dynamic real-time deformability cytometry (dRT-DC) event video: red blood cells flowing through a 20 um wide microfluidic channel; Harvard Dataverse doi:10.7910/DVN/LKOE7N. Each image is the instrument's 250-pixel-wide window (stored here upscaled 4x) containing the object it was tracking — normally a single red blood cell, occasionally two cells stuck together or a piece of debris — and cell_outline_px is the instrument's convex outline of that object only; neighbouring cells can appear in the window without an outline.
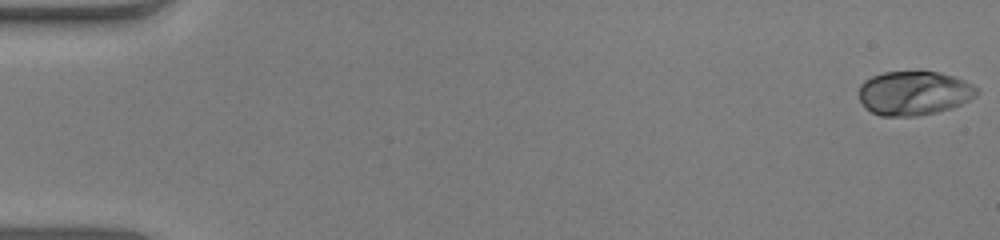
{"species": "human", "species_latin": "Homo sapiens", "temperature_condition": "warm", "stored_images_in_passage": 53, "camera_frame_rate_fps": 3000, "um_per_image_px": 0.085, "donor": {"sex": "male"}, "frame": {"image": 1, "passage_image": 1, "time_ms": 0.0, "image_size_px": [1000, 240], "cell_outline_px": [[980, 92], [976, 96], [952, 108], [936, 112], [916, 116], [880, 116], [864, 108], [860, 100], [860, 84], [864, 80], [872, 76], [884, 72], [920, 68], [940, 72], [964, 80], [980, 88]], "centroid_in_image_um": [77.7, 7.87], "position_along_channel_um": 7.3, "area_um2": 31.21}}
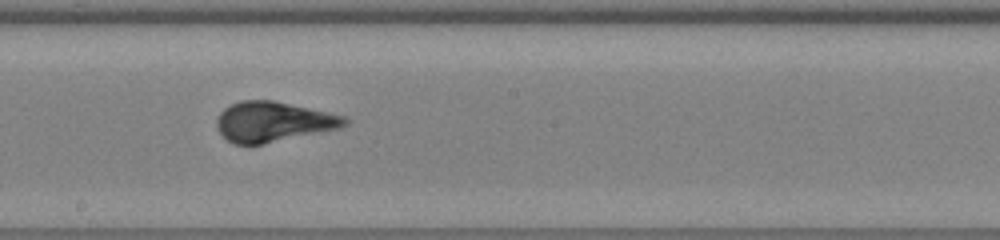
{"frame": {"image": 2, "passage_image": 30, "time_ms": 9.667, "image_size_px": [1000, 240], "cell_outline_px": [[348, 124], [340, 128], [264, 144], [232, 144], [220, 132], [216, 124], [216, 120], [220, 112], [224, 108], [240, 100], [272, 100], [344, 116], [348, 120]], "centroid_in_image_um": [23.2, 10.35], "position_along_channel_um": 225.0, "area_um2": 29.65}}
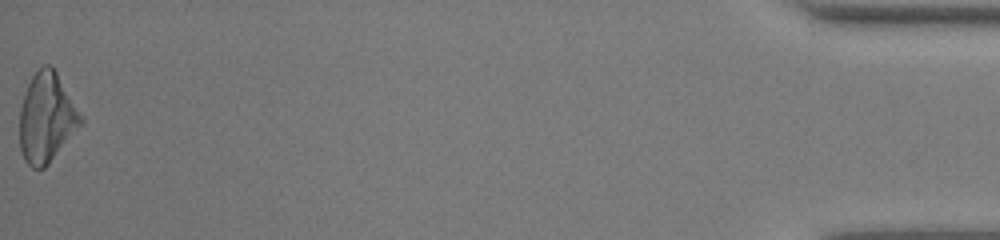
{"frame": {"image": 3, "passage_image": 53, "time_ms": 17.333, "image_size_px": [1000, 240], "cell_outline_px": [[84, 120], [48, 164], [44, 168], [32, 168], [24, 160], [20, 148], [20, 108], [28, 84], [32, 76], [44, 64], [48, 64], [56, 72], [84, 116]], "centroid_in_image_um": [3.96, 10.01], "position_along_channel_um": 431.2, "area_um2": 31.5}, "authors_computed_cell_mechanics": {"area_um2": 30.1716, "velocity_mm_per_s": 3.9791, "shape_relaxation_time_tau1_ms": 3.8353, "shape_relaxation_time_tau2_ms": null, "deformation_change_tau1": 0.2179, "deformation_change_tau2": null}}